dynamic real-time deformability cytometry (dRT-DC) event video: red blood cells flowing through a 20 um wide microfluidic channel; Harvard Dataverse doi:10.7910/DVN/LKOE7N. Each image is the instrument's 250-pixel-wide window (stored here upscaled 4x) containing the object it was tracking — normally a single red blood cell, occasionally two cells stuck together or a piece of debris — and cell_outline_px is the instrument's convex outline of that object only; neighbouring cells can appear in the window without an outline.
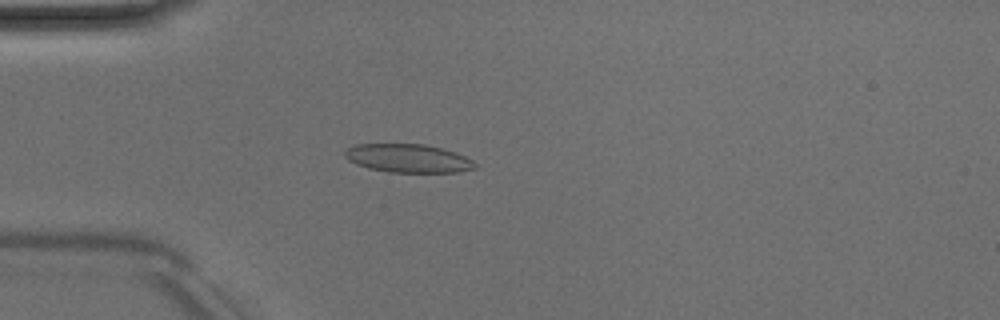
{"species": "Egyptian fruit bat (a non-hibernating species)", "species_latin": "Rousettus aegyptiacus", "temperature_condition": "room temperature", "stored_images_in_passage": 49, "camera_frame_rate_fps": 3000, "um_per_image_px": 0.085, "animal": {"sex": "male"}, "frame": {"image": 1, "passage_image": 13, "time_ms": 4.0, "image_size_px": [1000, 320], "cell_outline_px": [[480, 164], [476, 168], [456, 172], [388, 172], [368, 168], [356, 164], [348, 160], [344, 156], [344, 152], [348, 148], [356, 144], [424, 144], [456, 152]], "centroid_in_image_um": [34.7, 13.46], "position_along_channel_um": 50.3, "area_um2": 21.62}}
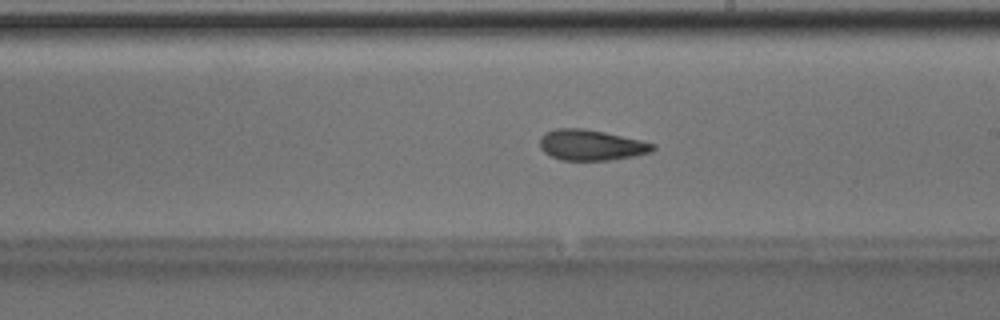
{"frame": {"image": 2, "passage_image": 28, "time_ms": 9.0, "image_size_px": [1000, 320], "cell_outline_px": [[656, 148], [652, 152], [636, 156], [608, 160], [560, 160], [544, 152], [540, 148], [540, 136], [544, 132], [556, 128], [584, 128], [604, 132], [640, 140], [656, 144]], "centroid_in_image_um": [50.24, 12.33], "position_along_channel_um": 238.8, "area_um2": 20.35}}
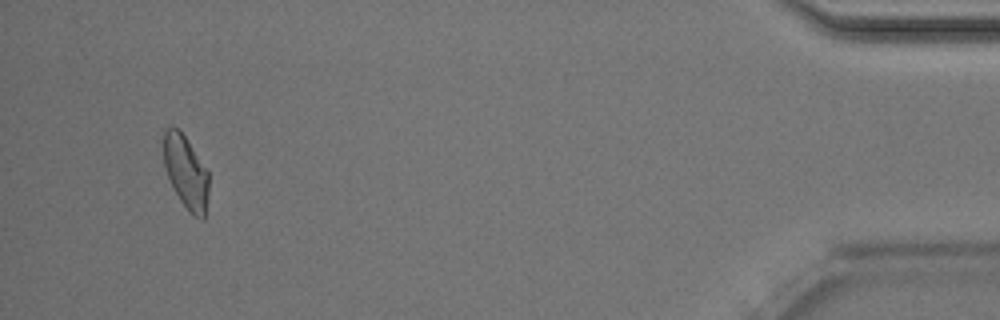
{"frame": {"image": 3, "passage_image": 47, "time_ms": 15.333, "image_size_px": [1000, 320], "cell_outline_px": [[208, 196], [204, 220], [200, 220], [188, 212], [180, 200], [164, 168], [164, 128], [180, 128], [208, 172]], "centroid_in_image_um": [15.81, 14.65], "position_along_channel_um": 419.4, "area_um2": 19.13}, "authors_computed_cell_mechanics": {"area_um2": 20.519, "velocity_mm_per_s": 4.0223, "shape_relaxation_time_tau1_ms": 10.4812, "shape_relaxation_time_tau2_ms": 2.3063, "deformation_change_tau1": 0.2005, "deformation_change_tau2": 0.0813}}